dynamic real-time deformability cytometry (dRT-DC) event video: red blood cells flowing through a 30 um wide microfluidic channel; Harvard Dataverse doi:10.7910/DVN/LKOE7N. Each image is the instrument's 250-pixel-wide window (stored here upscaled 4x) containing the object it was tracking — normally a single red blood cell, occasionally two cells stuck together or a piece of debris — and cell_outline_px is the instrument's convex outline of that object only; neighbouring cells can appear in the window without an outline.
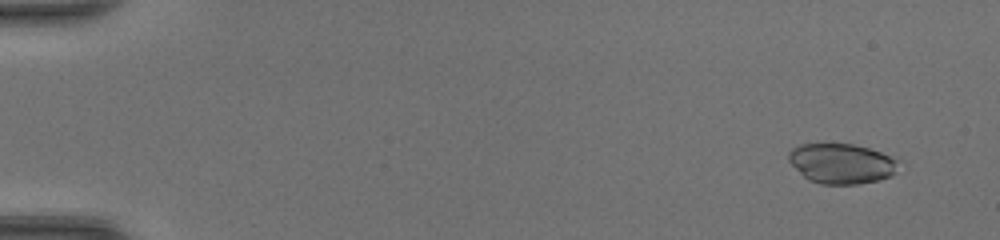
{"species": "common noctule bat (a hibernating species)", "species_latin": "Nyctalus noctula", "temperature_condition": "room temperature", "stored_images_in_passage": 48, "camera_frame_rate_fps": 3000, "um_per_image_px": 0.085, "animal": {"sex": "female", "body_mass_g": 20.0, "forearm_length_mm": 54.0}, "frame": {"image": 1, "passage_image": 4, "time_ms": 1.0, "image_size_px": [1000, 240], "cell_outline_px": [[904, 160], [896, 172], [892, 176], [880, 180], [856, 184], [820, 184], [808, 180], [788, 160], [788, 152], [792, 148], [800, 144], [852, 144], [868, 148]], "centroid_in_image_um": [71.6, 13.9], "position_along_channel_um": 13.4, "area_um2": 26.01}}
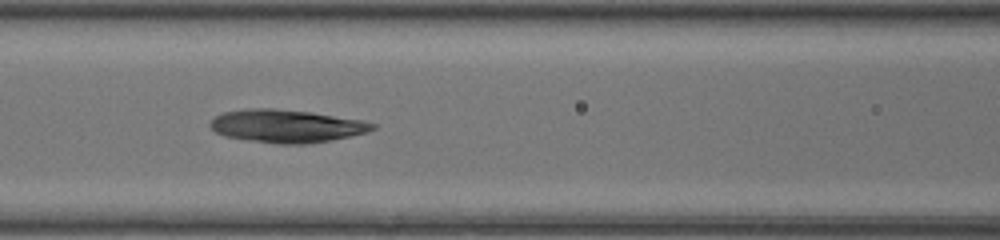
{"frame": {"image": 2, "passage_image": 23, "time_ms": 7.333, "image_size_px": [1000, 240], "cell_outline_px": [[376, 128], [368, 132], [332, 140], [308, 144], [276, 144], [248, 140], [224, 136], [216, 132], [208, 124], [216, 116], [224, 112], [244, 108], [272, 108], [312, 112], [364, 120], [376, 124]], "centroid_in_image_um": [24.37, 10.71], "position_along_channel_um": 142.2, "area_um2": 31.39}}
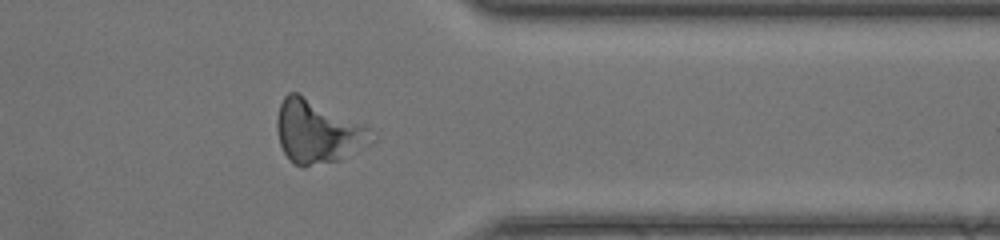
{"frame": {"image": 3, "passage_image": 40, "time_ms": 13.0, "image_size_px": [1000, 240], "cell_outline_px": [[376, 140], [340, 160], [304, 168], [300, 168], [284, 152], [280, 144], [276, 128], [276, 120], [280, 104], [284, 96], [288, 92], [296, 92], [368, 128]], "centroid_in_image_um": [26.95, 11.24], "position_along_channel_um": 384.4, "area_um2": 34.1}}